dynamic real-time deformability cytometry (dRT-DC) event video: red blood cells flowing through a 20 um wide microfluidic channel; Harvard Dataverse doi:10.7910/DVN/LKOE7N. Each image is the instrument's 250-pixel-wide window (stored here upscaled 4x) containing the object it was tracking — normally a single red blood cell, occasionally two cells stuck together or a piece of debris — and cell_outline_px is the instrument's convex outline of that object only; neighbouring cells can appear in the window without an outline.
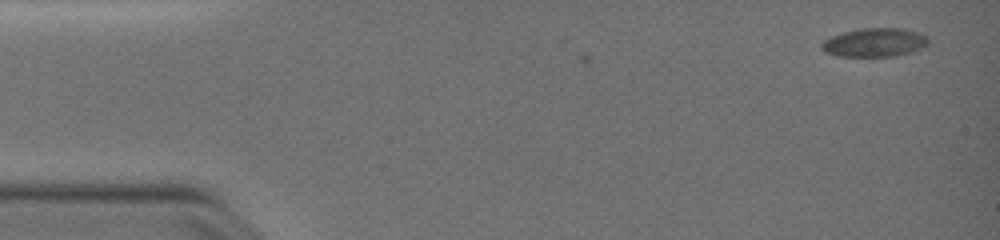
{"species": "common noctule bat (a hibernating species)", "species_latin": "Nyctalus noctula", "temperature_condition": "warm", "stored_images_in_passage": 50, "camera_frame_rate_fps": 3000, "um_per_image_px": 0.085, "animal": {"sex": "female", "body_mass_g": 19.0, "forearm_length_mm": 51.5}, "frame": {"image": 1, "passage_image": 1, "time_ms": 0.0, "image_size_px": [1000, 240], "cell_outline_px": [[928, 44], [920, 48], [896, 56], [836, 56], [824, 52], [820, 48], [820, 44], [824, 40], [832, 36], [844, 32], [860, 28], [904, 28], [920, 32], [928, 36]], "centroid_in_image_um": [74.32, 3.6], "position_along_channel_um": 10.7, "area_um2": 17.92}}
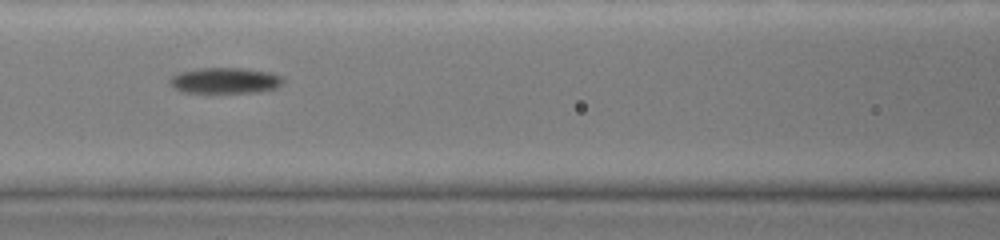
{"frame": {"image": 2, "passage_image": 22, "time_ms": 7.0, "image_size_px": [1000, 240], "cell_outline_px": [[284, 80], [276, 88], [260, 92], [188, 92], [176, 88], [168, 80], [172, 76], [180, 72], [200, 68], [240, 68], [268, 72], [284, 76]], "centroid_in_image_um": [19.18, 6.84], "position_along_channel_um": 147.4, "area_um2": 16.76}}
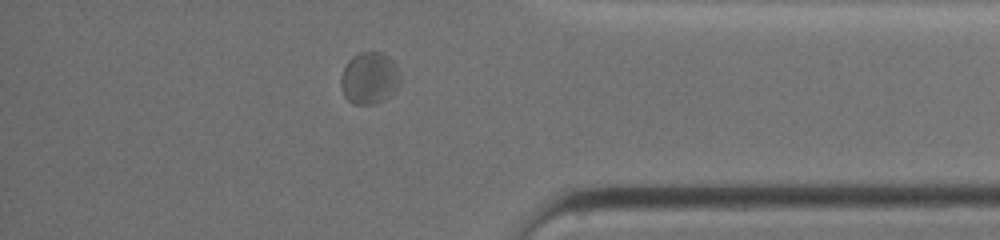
{"frame": {"image": 3, "passage_image": 43, "time_ms": 14.0, "image_size_px": [1000, 240], "cell_outline_px": [[400, 84], [388, 96], [372, 104], [352, 104], [344, 96], [340, 84], [340, 76], [348, 60], [352, 56], [360, 52], [380, 52], [388, 56], [396, 68], [400, 76]], "centroid_in_image_um": [31.35, 6.63], "position_along_channel_um": 403.8, "area_um2": 17.74}, "authors_computed_cell_mechanics": {"area_um2": 17.2822, "velocity_mm_per_s": 3.7696, "shape_relaxation_time_tau1_ms": 6.0241, "shape_relaxation_time_tau2_ms": 1.3321, "deformation_change_tau1": 0.1307, "deformation_change_tau2": 0.0434}}